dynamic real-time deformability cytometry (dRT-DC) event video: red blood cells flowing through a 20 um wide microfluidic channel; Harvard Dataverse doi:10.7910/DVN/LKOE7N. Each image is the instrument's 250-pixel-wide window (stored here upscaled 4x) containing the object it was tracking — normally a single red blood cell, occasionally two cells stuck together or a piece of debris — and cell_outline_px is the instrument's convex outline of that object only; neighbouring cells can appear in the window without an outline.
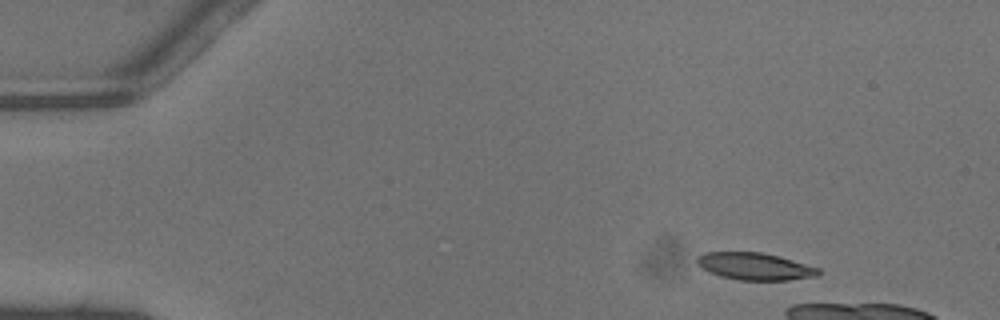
{"species": "common noctule bat (a hibernating species)", "species_latin": "Nyctalus noctula", "temperature_condition": "warm", "stored_images_in_passage": 11, "camera_frame_rate_fps": 3000, "um_per_image_px": 0.085, "animal": {"sex": "male", "body_mass_g": 13.3}, "frame": {"image": 1, "passage_image": 1, "time_ms": 0.0, "image_size_px": [1000, 320], "cell_outline_px": [[824, 272], [820, 276], [788, 280], [740, 280], [720, 276], [704, 268], [696, 260], [696, 256], [704, 252], [760, 252], [780, 256], [820, 268]], "centroid_in_image_um": [64.25, 22.64], "position_along_channel_um": 20.7, "area_um2": 19.31}}